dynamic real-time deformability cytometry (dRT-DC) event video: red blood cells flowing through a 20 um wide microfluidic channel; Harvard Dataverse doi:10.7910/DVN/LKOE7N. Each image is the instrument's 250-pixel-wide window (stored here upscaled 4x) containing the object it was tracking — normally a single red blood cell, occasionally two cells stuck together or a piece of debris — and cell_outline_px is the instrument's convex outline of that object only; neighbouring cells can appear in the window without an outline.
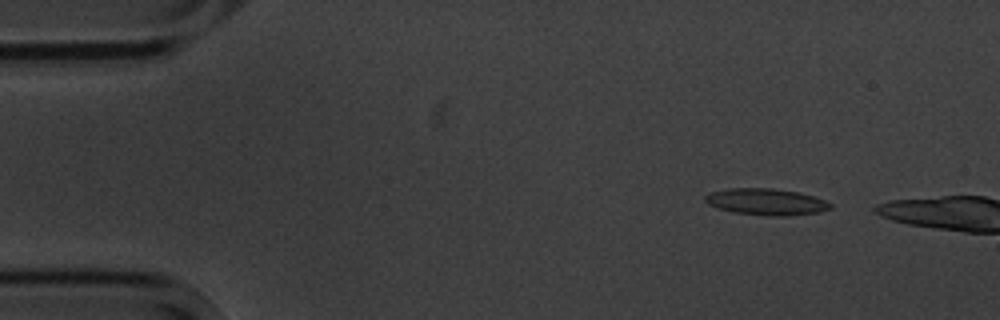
{"species": "common noctule bat (a hibernating species)", "species_latin": "Nyctalus noctula", "temperature_condition": "cold", "stored_images_in_passage": 3, "camera_frame_rate_fps": 3000, "um_per_image_px": 0.085, "animal": {"sex": "male", "body_mass_g": 20.1, "forearm_length_mm": 53.5}, "frame": {"image": 1, "passage_image": 2, "time_ms": 1.0, "image_size_px": [1000, 320], "cell_outline_px": [[832, 208], [820, 212], [788, 216], [768, 216], [732, 212], [708, 204], [704, 200], [704, 196], [712, 192], [728, 188], [772, 188], [800, 192], [824, 200], [832, 204]], "centroid_in_image_um": [65.14, 17.15], "position_along_channel_um": 19.9, "area_um2": 19.42}}